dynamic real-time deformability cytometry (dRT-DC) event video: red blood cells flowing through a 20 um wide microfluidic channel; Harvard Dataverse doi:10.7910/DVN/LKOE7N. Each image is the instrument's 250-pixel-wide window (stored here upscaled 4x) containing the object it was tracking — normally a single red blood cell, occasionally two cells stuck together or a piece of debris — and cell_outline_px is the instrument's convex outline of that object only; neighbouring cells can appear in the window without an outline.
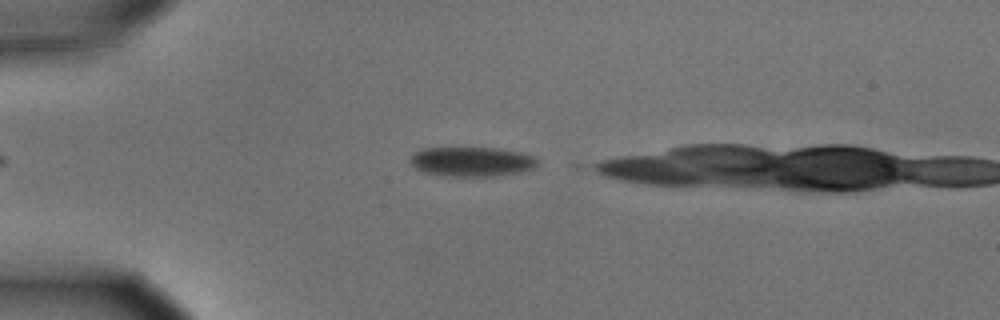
{"species": "common noctule bat (a hibernating species)", "species_latin": "Nyctalus noctula", "temperature_condition": "cold", "stored_images_in_passage": 4, "camera_frame_rate_fps": 3000, "um_per_image_px": 0.085, "animal": {"sex": "male", "body_mass_g": 15.6}, "frame": {"image": 1, "passage_image": 2, "time_ms": 0.333, "image_size_px": [1000, 320], "cell_outline_px": [[540, 164], [536, 168], [520, 172], [500, 176], [444, 176], [424, 172], [416, 168], [412, 164], [412, 156], [416, 152], [424, 148], [496, 148], [520, 152], [536, 156], [540, 160]], "centroid_in_image_um": [40.21, 13.75], "position_along_channel_um": 44.8, "area_um2": 22.08}}